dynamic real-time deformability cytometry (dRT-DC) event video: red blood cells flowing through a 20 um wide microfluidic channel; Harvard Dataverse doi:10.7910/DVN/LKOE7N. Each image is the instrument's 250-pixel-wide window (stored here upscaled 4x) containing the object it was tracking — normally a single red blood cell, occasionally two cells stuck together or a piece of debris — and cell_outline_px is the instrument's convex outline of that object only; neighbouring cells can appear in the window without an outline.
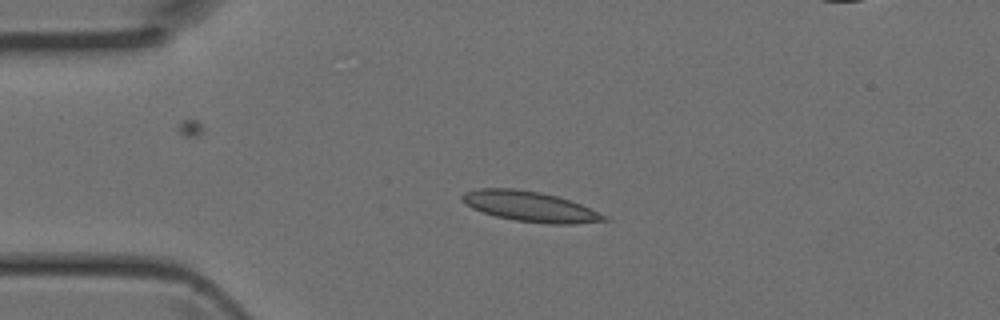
{"species": "Egyptian fruit bat (a non-hibernating species)", "species_latin": "Rousettus aegyptiacus", "temperature_condition": "room temperature", "stored_images_in_passage": 4, "camera_frame_rate_fps": 3000, "um_per_image_px": 0.085, "animal": {"sex": "female"}, "frame": {"image": 1, "passage_image": 2, "time_ms": 0.333, "image_size_px": [1000, 320], "cell_outline_px": [[608, 220], [572, 224], [552, 224], [516, 220], [496, 216], [472, 208], [464, 204], [460, 200], [460, 196], [464, 192], [476, 188], [516, 188], [540, 192], [556, 196], [580, 204], [608, 216]], "centroid_in_image_um": [45.0, 17.54], "position_along_channel_um": 40.0, "area_um2": 24.91}}
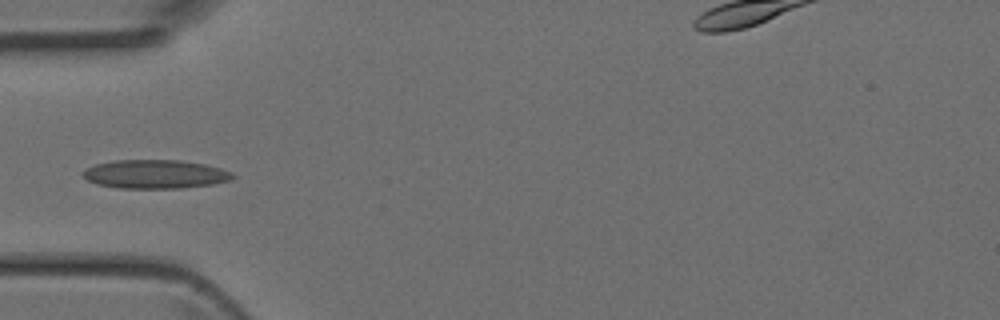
{"frame": {"image": 2, "passage_image": 3, "time_ms": 0.667, "image_size_px": [1000, 320], "cell_outline_px": [[236, 176], [232, 180], [212, 184], [180, 188], [120, 188], [96, 184], [88, 180], [84, 176], [84, 168], [96, 164], [112, 160], [180, 160], [204, 164], [220, 168], [232, 172]], "centroid_in_image_um": [13.2, 14.8], "position_along_channel_um": 71.8, "area_um2": 25.09}}
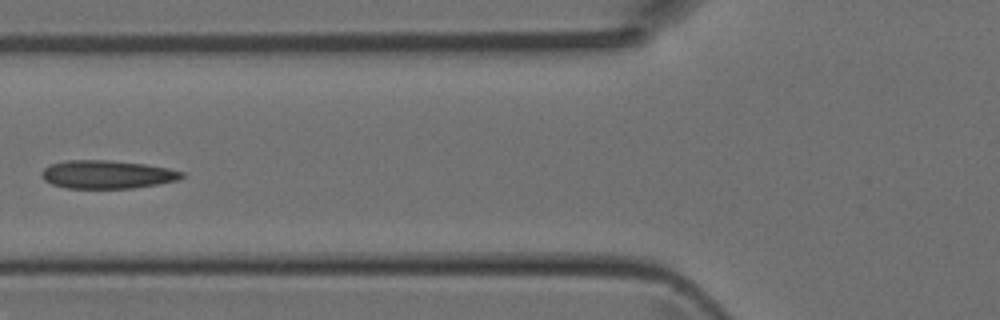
{"frame": {"image": 3, "passage_image": 4, "time_ms": 1.0, "image_size_px": [1000, 320], "cell_outline_px": [[184, 176], [176, 180], [156, 184], [132, 188], [68, 188], [52, 184], [44, 180], [40, 176], [40, 172], [44, 168], [52, 164], [68, 160], [108, 160], [144, 164], [168, 168], [184, 172]], "centroid_in_image_um": [9.07, 14.82], "position_along_channel_um": 116.7, "area_um2": 22.89}}